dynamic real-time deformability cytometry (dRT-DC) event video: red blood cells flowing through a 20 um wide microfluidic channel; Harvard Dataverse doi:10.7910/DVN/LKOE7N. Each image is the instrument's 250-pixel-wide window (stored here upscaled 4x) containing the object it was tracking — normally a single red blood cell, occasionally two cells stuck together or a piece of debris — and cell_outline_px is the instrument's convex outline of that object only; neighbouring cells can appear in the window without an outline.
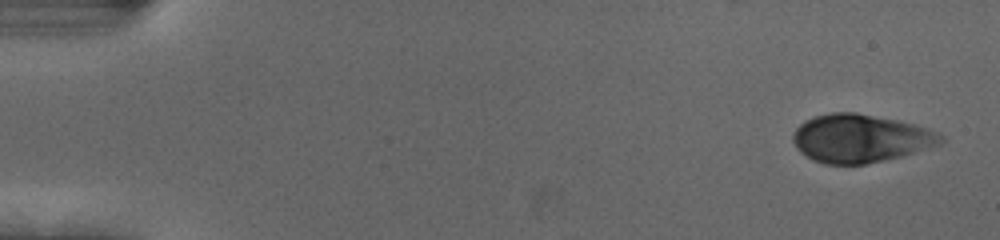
{"species": "human", "species_latin": "Homo sapiens", "temperature_condition": "cold", "stored_images_in_passage": 53, "camera_frame_rate_fps": 3000, "um_per_image_px": 0.085, "donor": {"sex": "female"}, "frame": {"image": 1, "passage_image": 1, "time_ms": 0.0, "image_size_px": [1000, 240], "cell_outline_px": [[944, 140], [940, 144], [900, 156], [884, 160], [864, 164], [824, 164], [812, 160], [800, 152], [796, 148], [792, 140], [792, 132], [804, 120], [816, 116], [832, 112], [856, 112], [916, 124], [940, 132]], "centroid_in_image_um": [73.1, 11.76], "position_along_channel_um": 11.9, "area_um2": 41.56}}
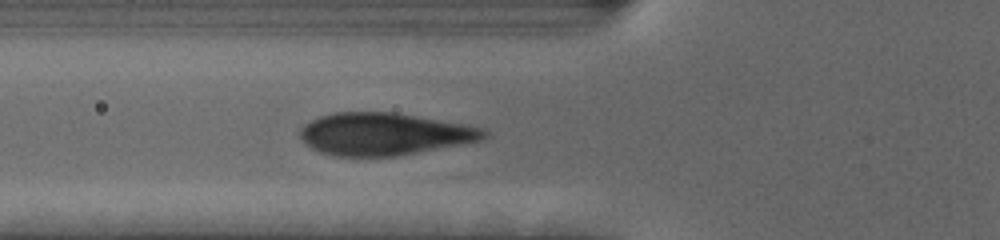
{"frame": {"image": 2, "passage_image": 19, "time_ms": 6.0, "image_size_px": [1000, 240], "cell_outline_px": [[488, 136], [484, 140], [464, 144], [396, 156], [332, 156], [320, 152], [304, 144], [300, 136], [300, 128], [304, 124], [320, 116], [332, 112], [392, 112], [468, 124], [484, 128], [488, 132]], "centroid_in_image_um": [32.69, 11.39], "position_along_channel_um": 93.1, "area_um2": 45.78}}
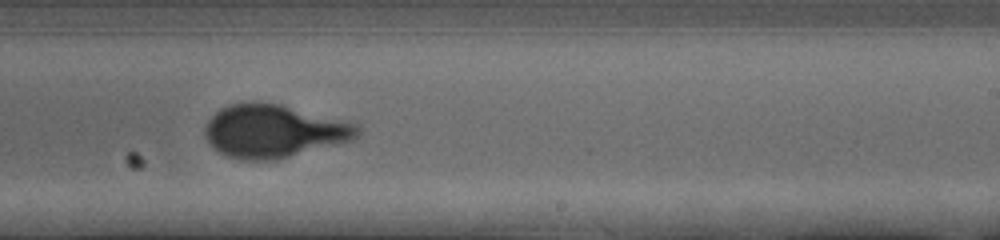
{"frame": {"image": 3, "passage_image": 33, "time_ms": 10.667, "image_size_px": [1000, 240], "cell_outline_px": [[360, 132], [352, 140], [276, 160], [244, 160], [228, 156], [220, 152], [204, 136], [204, 128], [208, 120], [220, 108], [228, 104], [280, 104], [356, 124], [360, 128]], "centroid_in_image_um": [23.25, 11.17], "position_along_channel_um": 265.7, "area_um2": 46.12}, "authors_computed_cell_mechanics": {"area_um2": 45.0262, "velocity_mm_per_s": 3.7075, "shape_relaxation_time_tau1_ms": 3.4577, "shape_relaxation_time_tau2_ms": null, "deformation_change_tau1": 0.1614, "deformation_change_tau2": null}}